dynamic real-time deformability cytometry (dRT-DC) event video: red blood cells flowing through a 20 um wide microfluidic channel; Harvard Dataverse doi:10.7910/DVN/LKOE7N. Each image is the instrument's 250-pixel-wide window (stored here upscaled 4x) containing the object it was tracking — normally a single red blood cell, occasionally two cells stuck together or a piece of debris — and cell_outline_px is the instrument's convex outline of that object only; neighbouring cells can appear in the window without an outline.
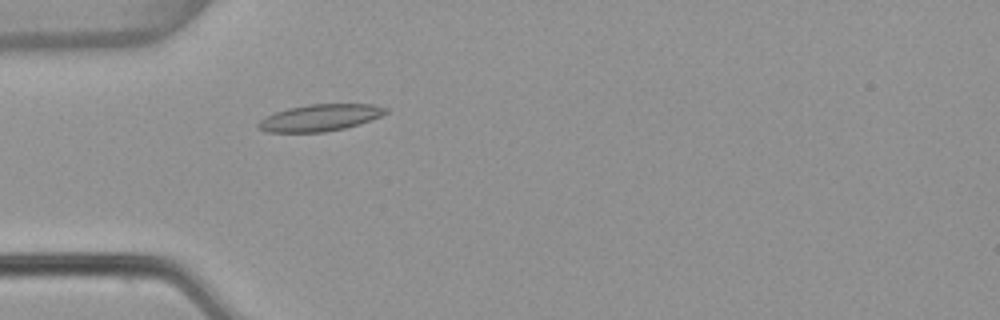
{"species": "common noctule bat (a hibernating species)", "species_latin": "Nyctalus noctula", "temperature_condition": "warm", "stored_images_in_passage": 52, "camera_frame_rate_fps": 3000, "um_per_image_px": 0.085, "animal": {"sex": "female", "body_mass_g": 22.7, "forearm_length_mm": 54.2}, "frame": {"image": 1, "passage_image": 15, "time_ms": 4.667, "image_size_px": [1000, 320], "cell_outline_px": [[388, 112], [380, 116], [344, 128], [324, 132], [268, 132], [256, 128], [256, 124], [264, 116], [288, 108], [308, 104], [372, 104], [388, 108]], "centroid_in_image_um": [27.14, 10.0], "position_along_channel_um": 57.9, "area_um2": 19.77}}
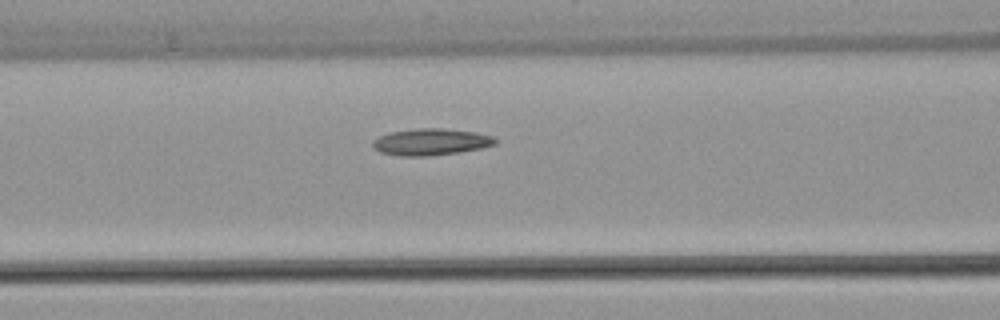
{"frame": {"image": 2, "passage_image": 21, "time_ms": 6.667, "image_size_px": [1000, 320], "cell_outline_px": [[496, 144], [480, 148], [460, 152], [428, 156], [396, 156], [380, 152], [372, 148], [372, 140], [388, 132], [416, 128], [444, 128], [472, 132], [492, 136], [496, 140]], "centroid_in_image_um": [36.55, 12.07], "position_along_channel_um": 130.0, "area_um2": 19.13}}
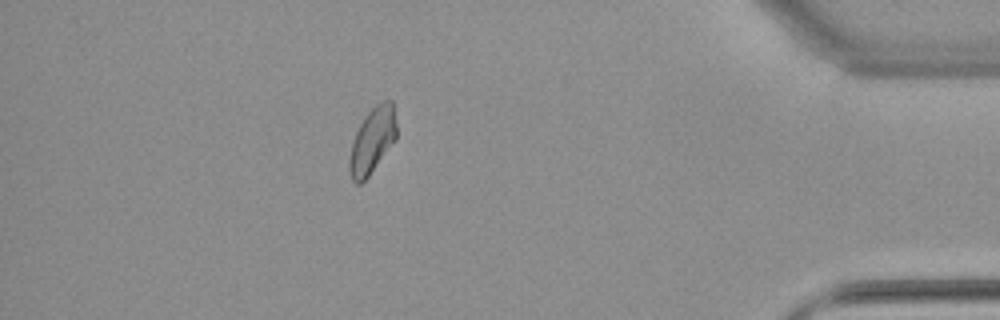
{"frame": {"image": 3, "passage_image": 46, "time_ms": 15.0, "image_size_px": [1000, 320], "cell_outline_px": [[396, 140], [368, 176], [360, 184], [356, 184], [352, 180], [348, 168], [348, 160], [352, 144], [356, 132], [364, 116], [376, 104], [384, 100], [392, 100], [396, 120]], "centroid_in_image_um": [31.65, 11.94], "position_along_channel_um": 403.6, "area_um2": 18.03}, "authors_computed_cell_mechanics": {"area_um2": 18.2359, "velocity_mm_per_s": 3.8196, "shape_relaxation_time_tau1_ms": null, "shape_relaxation_time_tau2_ms": 11.0962, "deformation_change_tau1": null, "deformation_change_tau2": 0.1825}}